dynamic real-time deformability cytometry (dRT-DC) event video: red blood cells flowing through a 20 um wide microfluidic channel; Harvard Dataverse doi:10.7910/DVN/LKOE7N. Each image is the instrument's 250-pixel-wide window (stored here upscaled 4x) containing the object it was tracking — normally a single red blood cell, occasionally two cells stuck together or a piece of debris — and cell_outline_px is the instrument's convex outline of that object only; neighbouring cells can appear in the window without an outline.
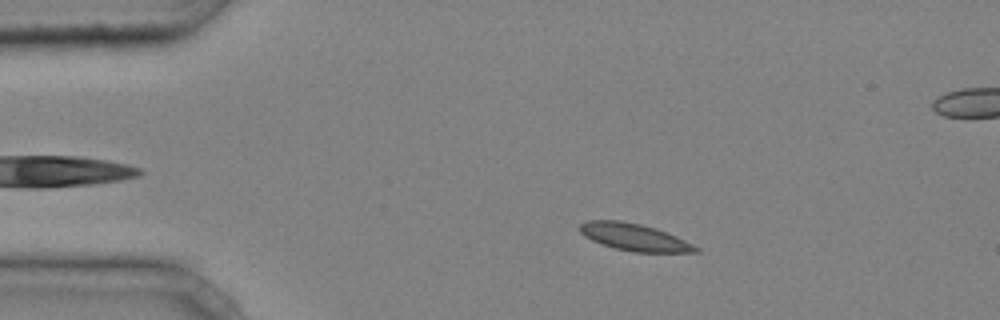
{"species": "common noctule bat (a hibernating species)", "species_latin": "Nyctalus noctula", "temperature_condition": "cold", "stored_images_in_passage": 41, "camera_frame_rate_fps": 3000, "um_per_image_px": 0.085, "animal": {"sex": "male", "body_mass_g": 20.4}, "frame": {"image": 1, "passage_image": 4, "time_ms": 1.0, "image_size_px": [1000, 320], "cell_outline_px": [[700, 252], [632, 252], [616, 248], [592, 240], [584, 236], [580, 232], [580, 224], [588, 220], [620, 220], [640, 224], [656, 228], [676, 236], [700, 248]], "centroid_in_image_um": [53.92, 20.15], "position_along_channel_um": 31.1, "area_um2": 18.15}}
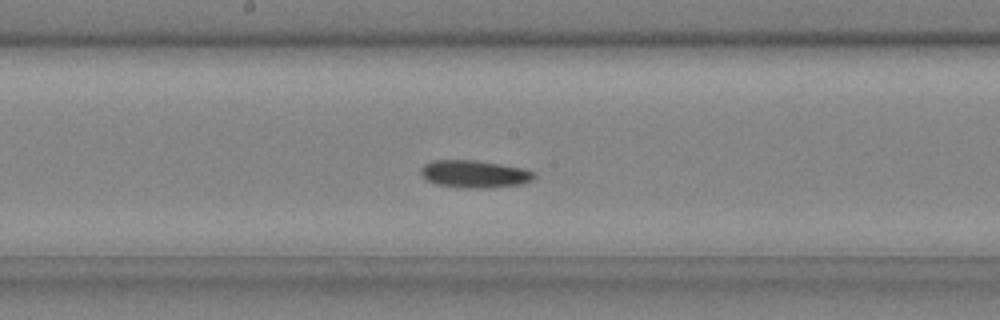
{"frame": {"image": 2, "passage_image": 20, "time_ms": 6.333, "image_size_px": [1000, 320], "cell_outline_px": [[536, 176], [532, 180], [520, 184], [484, 188], [456, 188], [436, 184], [428, 180], [420, 172], [420, 168], [424, 164], [432, 160], [476, 160], [524, 168], [536, 172]], "centroid_in_image_um": [40.33, 14.79], "position_along_channel_um": 207.9, "area_um2": 18.26}}
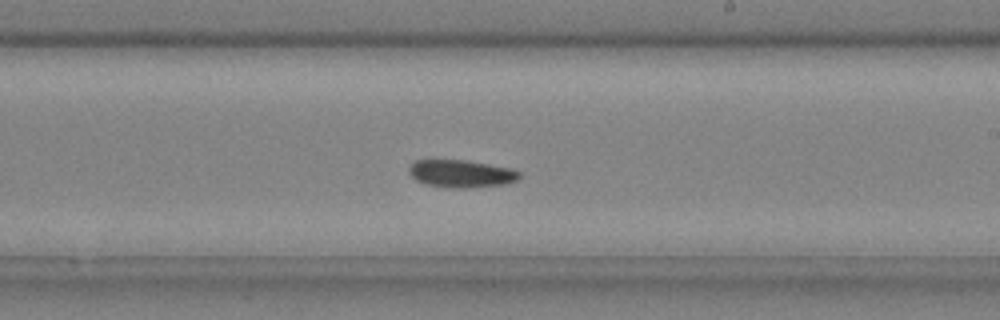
{"frame": {"image": 3, "passage_image": 23, "time_ms": 7.333, "image_size_px": [1000, 320], "cell_outline_px": [[520, 176], [516, 180], [504, 184], [464, 188], [448, 188], [424, 184], [416, 180], [408, 172], [408, 168], [416, 160], [464, 160], [512, 168], [520, 172]], "centroid_in_image_um": [39.18, 14.76], "position_along_channel_um": 249.8, "area_um2": 17.69}}